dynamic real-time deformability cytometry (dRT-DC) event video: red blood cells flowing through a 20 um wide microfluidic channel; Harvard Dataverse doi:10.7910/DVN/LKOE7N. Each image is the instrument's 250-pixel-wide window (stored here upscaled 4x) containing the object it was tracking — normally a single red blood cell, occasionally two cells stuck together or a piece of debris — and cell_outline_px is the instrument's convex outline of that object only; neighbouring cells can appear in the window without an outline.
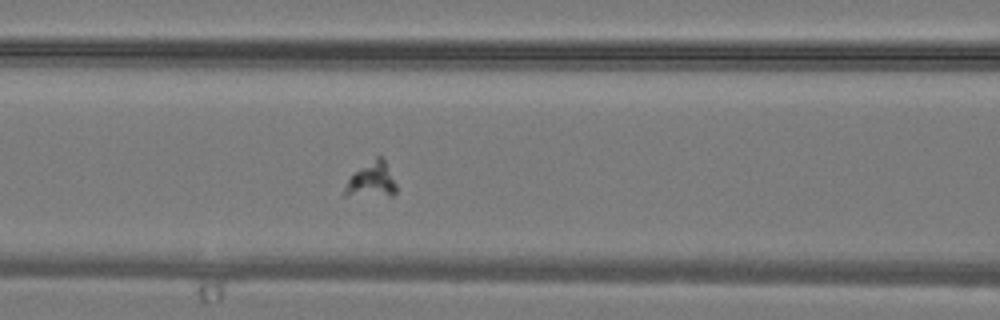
{"species": "common noctule bat (a hibernating species)", "species_latin": "Nyctalus noctula", "temperature_condition": "warm", "stored_images_in_passage": 27, "camera_frame_rate_fps": 3000, "um_per_image_px": 0.085, "animal": {"sex": "male", "body_mass_g": 19.2, "forearm_length_mm": 51.8}, "frame": {"image": 1, "passage_image": 6, "time_ms": 1.667, "image_size_px": [1000, 320], "cell_outline_px": [[396, 192], [392, 196], [344, 196], [344, 188], [348, 180], [356, 172], [376, 156], [380, 156], [384, 160], [396, 184]], "centroid_in_image_um": [31.59, 15.35], "position_along_channel_um": 135.0, "area_um2": 10.4}}
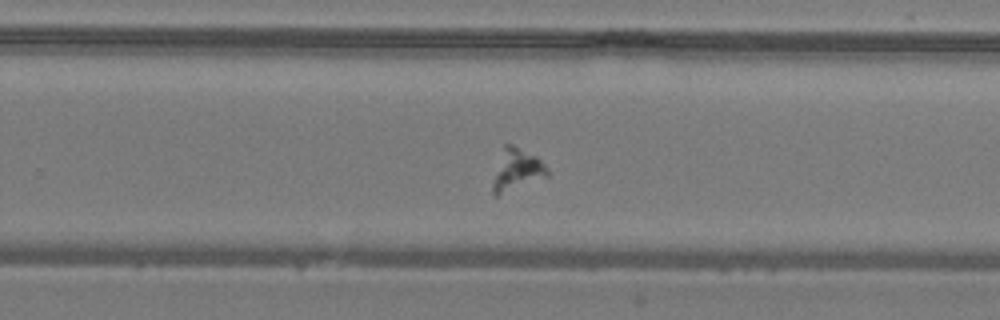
{"frame": {"image": 2, "passage_image": 14, "time_ms": 4.333, "image_size_px": [1000, 320], "cell_outline_px": [[548, 176], [496, 196], [492, 196], [492, 184], [504, 144], [512, 144], [536, 156], [548, 168]], "centroid_in_image_um": [43.92, 14.44], "position_along_channel_um": 285.9, "area_um2": 12.95}}
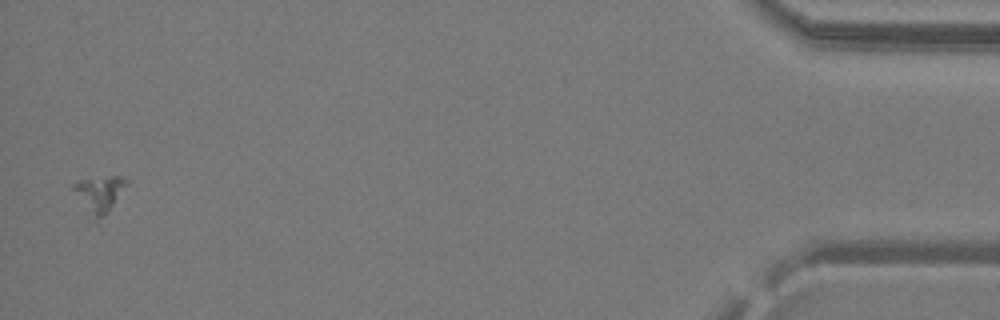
{"frame": {"image": 3, "passage_image": 26, "time_ms": 8.333, "image_size_px": [1000, 320], "cell_outline_px": [[132, 180], [108, 212], [96, 224], [72, 188], [72, 184], [76, 180], [108, 176], [120, 176]], "centroid_in_image_um": [8.5, 16.48], "position_along_channel_um": 426.7, "area_um2": 11.5}}